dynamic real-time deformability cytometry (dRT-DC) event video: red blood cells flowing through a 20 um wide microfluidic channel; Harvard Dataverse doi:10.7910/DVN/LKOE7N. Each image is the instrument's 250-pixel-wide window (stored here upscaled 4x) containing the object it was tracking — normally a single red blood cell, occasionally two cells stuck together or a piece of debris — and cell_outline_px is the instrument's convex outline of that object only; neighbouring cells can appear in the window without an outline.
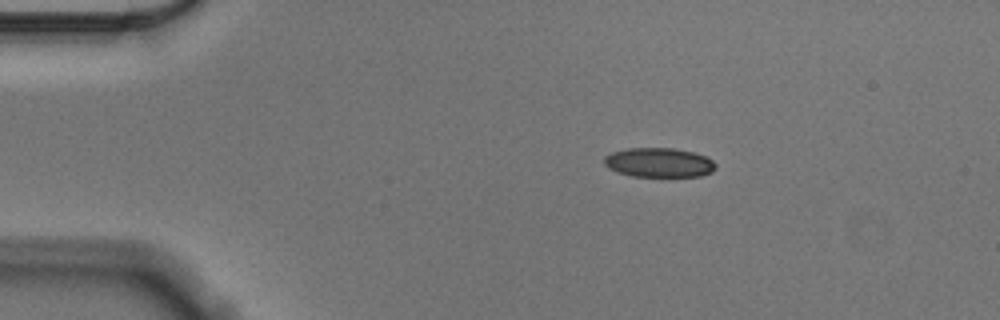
{"species": "Egyptian fruit bat (a non-hibernating species)", "species_latin": "Rousettus aegyptiacus", "temperature_condition": "cold", "stored_images_in_passage": 47, "camera_frame_rate_fps": 3000, "um_per_image_px": 0.085, "animal": {"sex": "male"}, "frame": {"image": 1, "passage_image": 1, "time_ms": 0.0, "image_size_px": [1000, 320], "cell_outline_px": [[716, 168], [712, 172], [700, 176], [632, 176], [616, 172], [608, 168], [604, 164], [604, 156], [612, 152], [628, 148], [672, 148], [692, 152], [704, 156], [712, 160], [716, 164]], "centroid_in_image_um": [55.99, 13.82], "position_along_channel_um": 29.0, "area_um2": 19.07}}
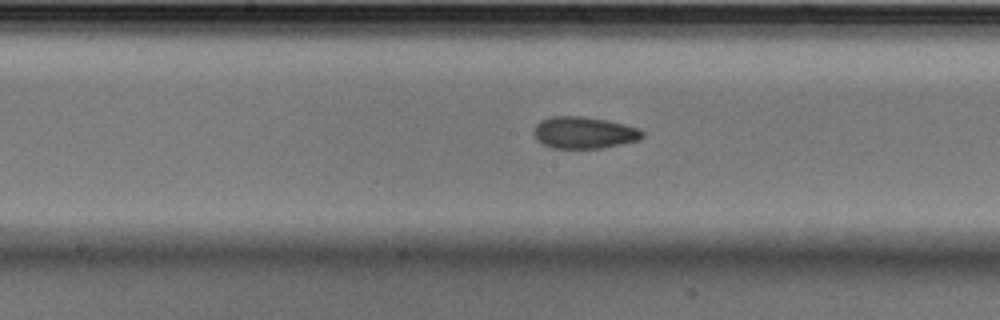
{"frame": {"image": 2, "passage_image": 20, "time_ms": 6.333, "image_size_px": [1000, 320], "cell_outline_px": [[644, 136], [640, 140], [600, 148], [552, 148], [536, 140], [532, 132], [536, 124], [540, 120], [552, 116], [584, 116], [608, 120], [640, 128], [644, 132]], "centroid_in_image_um": [49.64, 11.26], "position_along_channel_um": 198.6, "area_um2": 20.35}}
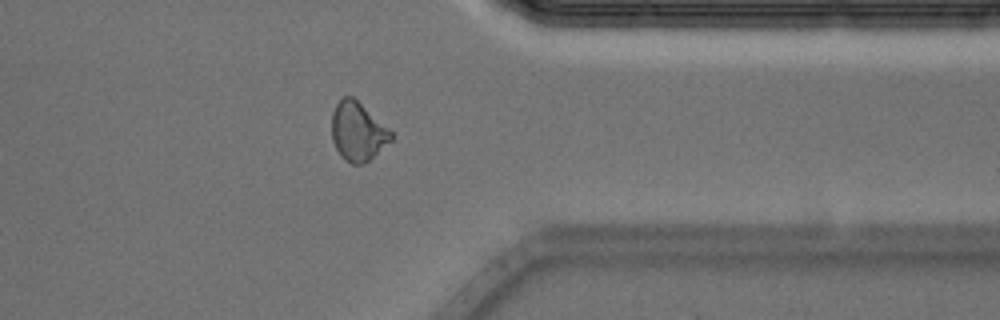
{"frame": {"image": 3, "passage_image": 36, "time_ms": 11.667, "image_size_px": [1000, 320], "cell_outline_px": [[392, 140], [368, 160], [360, 164], [352, 164], [344, 160], [336, 148], [332, 140], [332, 112], [336, 104], [344, 96], [352, 96], [388, 128], [392, 132]], "centroid_in_image_um": [30.38, 11.18], "position_along_channel_um": 381.0, "area_um2": 19.94}, "authors_computed_cell_mechanics": {"area_um2": 20.1144, "velocity_mm_per_s": 3.549, "shape_relaxation_time_tau1_ms": 9.9806, "shape_relaxation_time_tau2_ms": 2.8598, "deformation_change_tau1": 0.1718, "deformation_change_tau2": 0.0808}}